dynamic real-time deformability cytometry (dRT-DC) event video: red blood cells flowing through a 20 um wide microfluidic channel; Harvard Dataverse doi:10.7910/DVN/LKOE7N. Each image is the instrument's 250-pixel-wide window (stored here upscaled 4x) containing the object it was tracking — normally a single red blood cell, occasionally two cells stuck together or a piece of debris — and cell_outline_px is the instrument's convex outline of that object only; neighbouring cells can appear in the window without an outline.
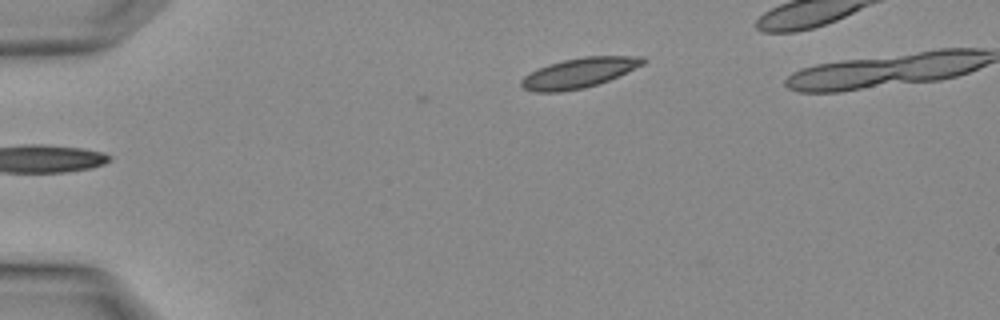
{"species": "Egyptian fruit bat (a non-hibernating species)", "species_latin": "Rousettus aegyptiacus", "temperature_condition": "warm", "stored_images_in_passage": 3, "camera_frame_rate_fps": 3000, "um_per_image_px": 0.085, "animal": {"sex": "female"}, "frame": {"image": 1, "passage_image": 3, "time_ms": 0.667, "image_size_px": [1000, 320], "cell_outline_px": [[648, 60], [644, 64], [608, 80], [584, 88], [560, 92], [536, 92], [524, 88], [520, 84], [520, 80], [524, 76], [548, 64], [564, 60], [584, 56], [644, 56]], "centroid_in_image_um": [49.23, 6.19], "position_along_channel_um": 35.8, "area_um2": 21.04}}